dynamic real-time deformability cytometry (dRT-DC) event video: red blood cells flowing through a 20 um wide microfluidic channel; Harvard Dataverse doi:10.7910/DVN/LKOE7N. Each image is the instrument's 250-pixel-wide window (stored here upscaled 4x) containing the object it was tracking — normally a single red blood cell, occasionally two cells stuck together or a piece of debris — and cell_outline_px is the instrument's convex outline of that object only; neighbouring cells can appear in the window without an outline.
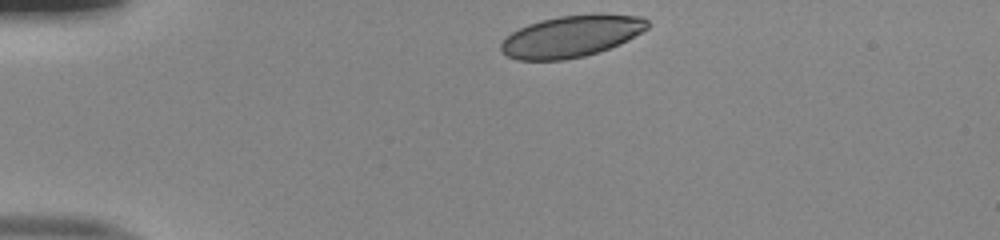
{"species": "human", "species_latin": "Homo sapiens", "temperature_condition": "room temperature", "stored_images_in_passage": 33, "camera_frame_rate_fps": 3000, "um_per_image_px": 0.085, "donor": {"sex": "male"}, "frame": {"image": 1, "passage_image": 1, "time_ms": 0.0, "image_size_px": [1000, 240], "cell_outline_px": [[648, 28], [628, 40], [620, 44], [584, 56], [564, 60], [516, 60], [500, 52], [500, 44], [512, 32], [528, 24], [540, 20], [560, 16], [600, 12], [644, 16], [648, 20]], "centroid_in_image_um": [48.6, 3.06], "position_along_channel_um": 36.4, "area_um2": 35.95}}
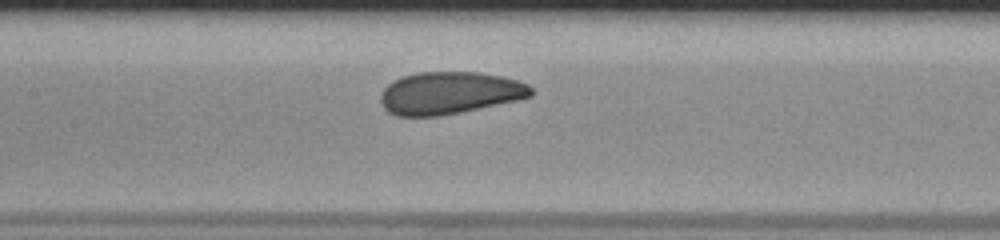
{"frame": {"image": 2, "passage_image": 15, "time_ms": 4.667, "image_size_px": [1000, 240], "cell_outline_px": [[532, 96], [516, 100], [460, 112], [440, 116], [396, 116], [388, 112], [380, 104], [380, 92], [392, 80], [416, 72], [480, 72], [500, 76], [516, 80], [528, 84], [532, 88]], "centroid_in_image_um": [38.16, 7.9], "position_along_channel_um": 169.2, "area_um2": 37.17}}
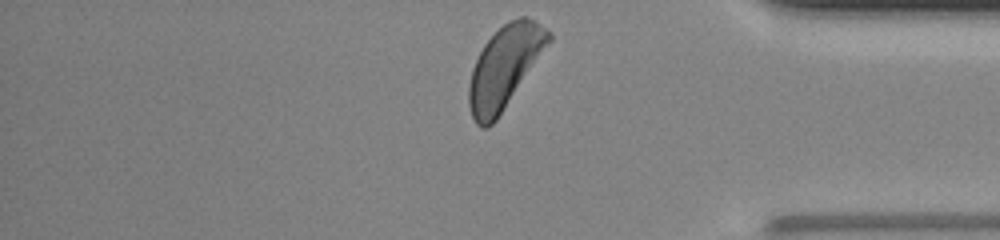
{"frame": {"image": 3, "passage_image": 33, "time_ms": 10.667, "image_size_px": [1000, 240], "cell_outline_px": [[552, 40], [496, 120], [488, 128], [480, 128], [476, 124], [472, 116], [468, 104], [468, 84], [472, 68], [484, 44], [508, 20], [520, 16], [524, 16], [540, 24], [552, 32]], "centroid_in_image_um": [42.88, 5.71], "position_along_channel_um": 392.3, "area_um2": 37.86}, "authors_computed_cell_mechanics": {"area_um2": 37.3388, "velocity_mm_per_s": 3.9902, "shape_relaxation_time_tau1_ms": 3.7582, "shape_relaxation_time_tau2_ms": null, "deformation_change_tau1": 0.109, "deformation_change_tau2": null}}